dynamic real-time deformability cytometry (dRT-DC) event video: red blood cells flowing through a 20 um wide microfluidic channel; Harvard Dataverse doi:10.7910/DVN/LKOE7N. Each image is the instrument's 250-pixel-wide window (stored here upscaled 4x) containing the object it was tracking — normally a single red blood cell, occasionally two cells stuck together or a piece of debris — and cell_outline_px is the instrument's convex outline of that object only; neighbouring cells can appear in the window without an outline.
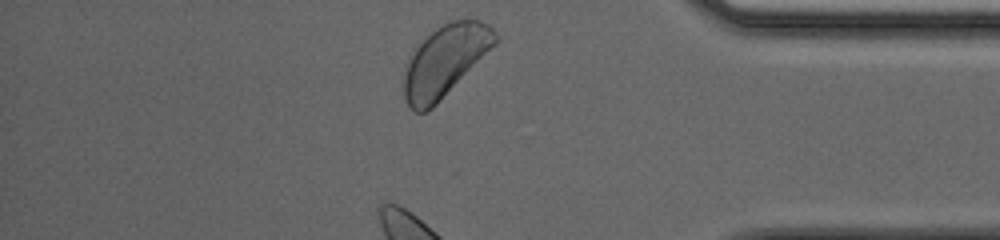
{"species": "human", "species_latin": "Homo sapiens", "temperature_condition": "cold", "stored_images_in_passage": 27, "camera_frame_rate_fps": 3000, "um_per_image_px": 0.085, "donor": {"sex": "male"}, "frame": {"image": 1, "passage_image": 27, "time_ms": 8.667, "image_size_px": [1000, 240], "cell_outline_px": [[500, 40], [432, 108], [424, 112], [412, 112], [404, 96], [404, 72], [416, 48], [436, 28], [452, 20], [480, 20], [488, 24], [496, 32]], "centroid_in_image_um": [37.85, 5.17], "position_along_channel_um": 397.3, "area_um2": 36.99}}